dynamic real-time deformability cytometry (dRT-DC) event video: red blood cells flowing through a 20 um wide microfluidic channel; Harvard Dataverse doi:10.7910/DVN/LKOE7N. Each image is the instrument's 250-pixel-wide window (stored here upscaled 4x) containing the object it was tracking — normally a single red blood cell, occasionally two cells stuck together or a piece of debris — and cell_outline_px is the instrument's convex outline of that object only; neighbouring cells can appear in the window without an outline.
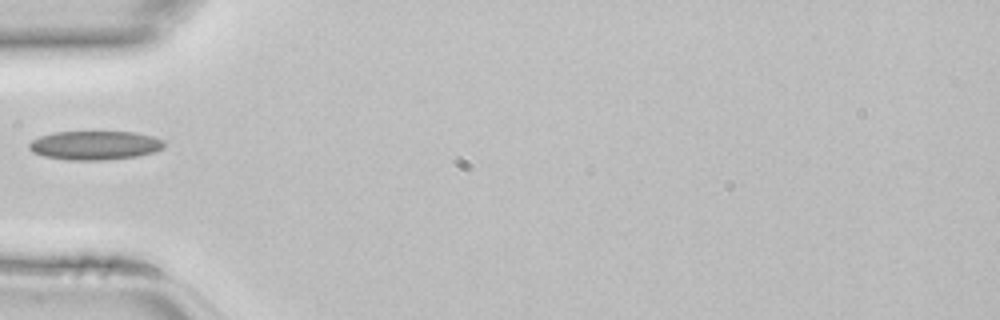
{"species": "common noctule bat (a hibernating species)", "species_latin": "Nyctalus noctula", "temperature_condition": "room temperature", "stored_images_in_passage": 31, "camera_frame_rate_fps": 3000, "um_per_image_px": 0.085, "animal": {"sex": "female", "body_mass_g": 22.7, "forearm_length_mm": 54.2}, "frame": {"image": 1, "passage_image": 1, "time_ms": 0.0, "image_size_px": [1000, 320], "cell_outline_px": [[164, 148], [156, 152], [136, 156], [104, 160], [68, 160], [44, 156], [32, 152], [28, 148], [28, 144], [32, 140], [40, 136], [56, 132], [136, 132], [152, 136], [164, 140]], "centroid_in_image_um": [8.08, 12.35], "position_along_channel_um": 76.9, "area_um2": 22.83}}
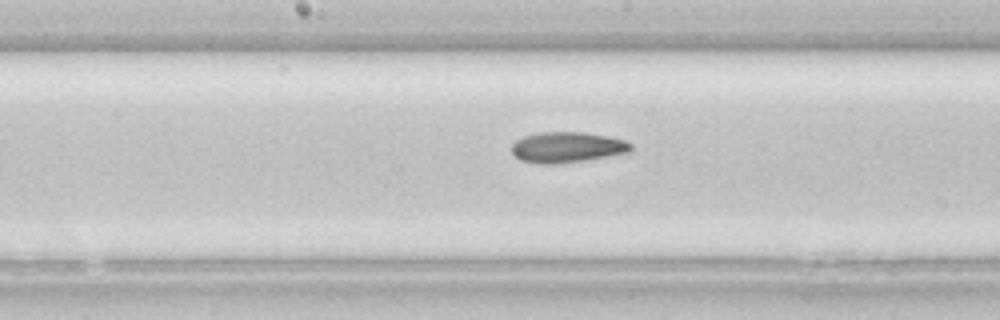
{"frame": {"image": 2, "passage_image": 9, "time_ms": 2.667, "image_size_px": [1000, 320], "cell_outline_px": [[632, 152], [584, 160], [556, 164], [540, 164], [520, 160], [512, 152], [512, 144], [516, 140], [524, 136], [540, 132], [584, 132], [608, 136], [624, 140], [632, 144]], "centroid_in_image_um": [48.22, 12.51], "position_along_channel_um": 200.0, "area_um2": 21.33}}
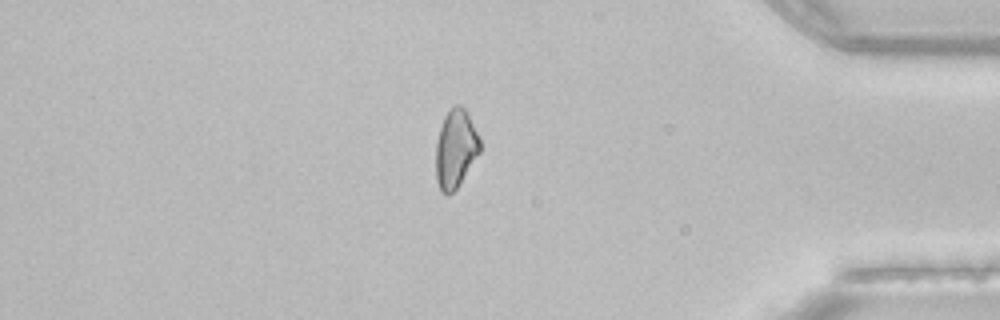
{"frame": {"image": 3, "passage_image": 24, "time_ms": 7.667, "image_size_px": [1000, 320], "cell_outline_px": [[480, 152], [456, 188], [448, 196], [440, 192], [436, 180], [436, 140], [444, 116], [452, 104], [460, 104], [468, 112], [480, 140]], "centroid_in_image_um": [38.7, 12.62], "position_along_channel_um": 396.5, "area_um2": 20.23}}